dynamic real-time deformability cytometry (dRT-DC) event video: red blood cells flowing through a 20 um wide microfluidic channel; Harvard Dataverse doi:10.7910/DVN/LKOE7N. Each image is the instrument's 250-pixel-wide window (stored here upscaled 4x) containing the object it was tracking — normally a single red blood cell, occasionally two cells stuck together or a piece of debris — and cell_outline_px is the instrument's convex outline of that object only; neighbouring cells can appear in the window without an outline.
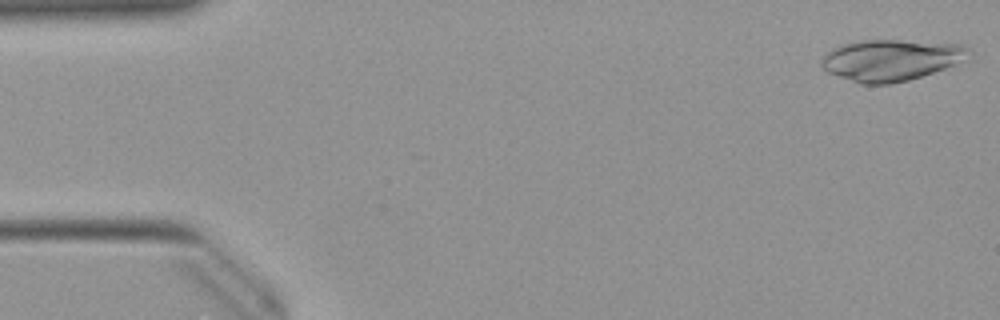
{"species": "Egyptian fruit bat (a non-hibernating species)", "species_latin": "Rousettus aegyptiacus", "temperature_condition": "warm", "stored_images_in_passage": 7, "camera_frame_rate_fps": 3000, "um_per_image_px": 0.085, "animal": {"sex": "female"}, "frame": {"image": 1, "passage_image": 1, "time_ms": 0.0, "image_size_px": [1000, 320], "cell_outline_px": [[972, 52], [956, 64], [908, 80], [892, 84], [860, 84], [828, 72], [820, 64], [820, 60], [832, 48], [844, 44], [864, 40], [900, 40], [964, 44]], "centroid_in_image_um": [75.72, 5.1], "position_along_channel_um": 9.3, "area_um2": 35.2}}